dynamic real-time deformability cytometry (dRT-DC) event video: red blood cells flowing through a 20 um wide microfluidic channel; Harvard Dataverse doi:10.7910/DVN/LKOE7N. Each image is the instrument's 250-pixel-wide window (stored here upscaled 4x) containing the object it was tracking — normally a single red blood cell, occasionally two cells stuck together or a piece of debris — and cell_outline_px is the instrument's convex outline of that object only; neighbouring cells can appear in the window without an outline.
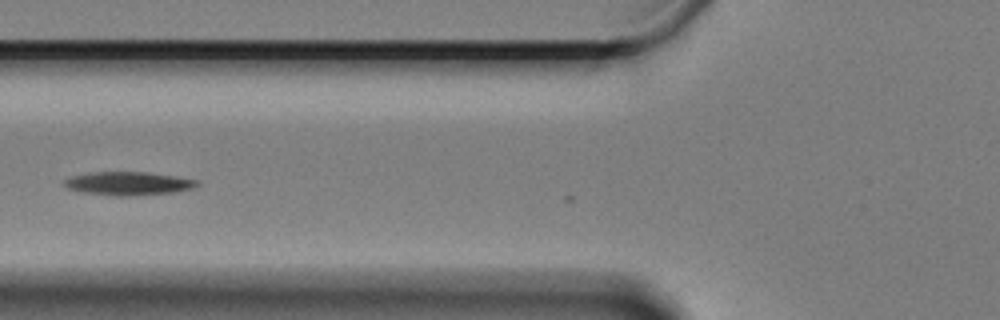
{"species": "Egyptian fruit bat (a non-hibernating species)", "species_latin": "Rousettus aegyptiacus", "temperature_condition": "cold", "stored_images_in_passage": 5, "camera_frame_rate_fps": 3000, "um_per_image_px": 0.085, "animal": {"sex": "female"}, "frame": {"image": 1, "passage_image": 4, "time_ms": 1.0, "image_size_px": [1000, 320], "cell_outline_px": [[200, 184], [192, 188], [172, 192], [128, 196], [112, 196], [80, 192], [68, 188], [64, 184], [64, 180], [72, 176], [92, 172], [148, 172], [176, 176], [200, 180]], "centroid_in_image_um": [10.92, 15.59], "position_along_channel_um": 114.9, "area_um2": 18.15}}